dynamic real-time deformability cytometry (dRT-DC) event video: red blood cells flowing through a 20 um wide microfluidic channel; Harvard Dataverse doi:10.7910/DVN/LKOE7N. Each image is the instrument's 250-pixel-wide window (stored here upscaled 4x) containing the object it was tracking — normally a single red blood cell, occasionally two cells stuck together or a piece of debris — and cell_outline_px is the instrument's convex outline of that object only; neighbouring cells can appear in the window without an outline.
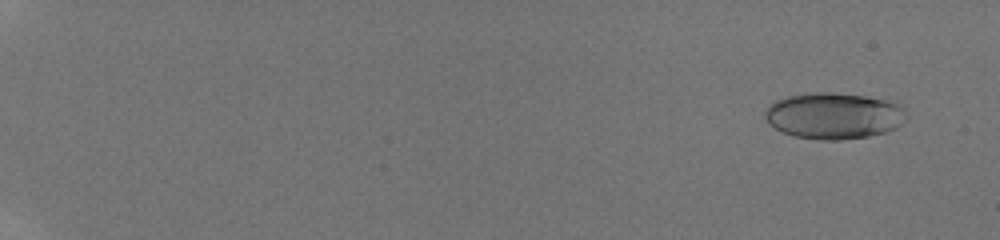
{"species": "human", "species_latin": "Homo sapiens", "temperature_condition": "room temperature", "stored_images_in_passage": 49, "camera_frame_rate_fps": 3000, "um_per_image_px": 0.085, "donor": {"sex": "male"}, "frame": {"image": 1, "passage_image": 7, "time_ms": 1.0, "image_size_px": [1000, 240], "cell_outline_px": [[908, 120], [896, 128], [884, 132], [868, 136], [840, 140], [820, 140], [792, 136], [768, 124], [764, 116], [764, 112], [768, 104], [776, 100], [788, 96], [808, 92], [832, 92], [896, 100], [908, 116]], "centroid_in_image_um": [70.89, 9.83], "position_along_channel_um": 14.1, "area_um2": 38.78}}
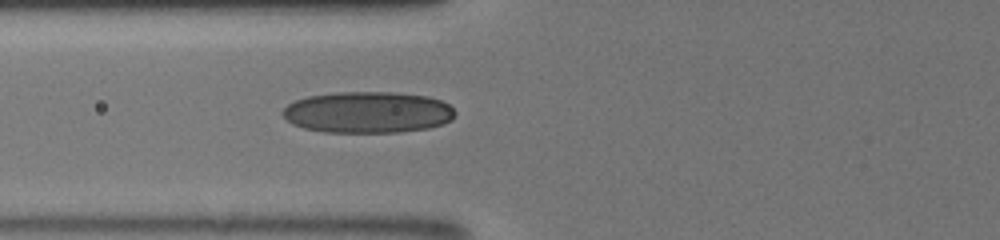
{"frame": {"image": 2, "passage_image": 38, "time_ms": 8.0, "image_size_px": [1000, 240], "cell_outline_px": [[456, 112], [452, 120], [444, 124], [428, 128], [400, 132], [324, 132], [304, 128], [292, 124], [280, 112], [288, 104], [296, 100], [308, 96], [336, 92], [392, 92], [428, 96], [440, 100], [448, 104]], "centroid_in_image_um": [31.27, 9.54], "position_along_channel_um": 94.5, "area_um2": 41.73}}
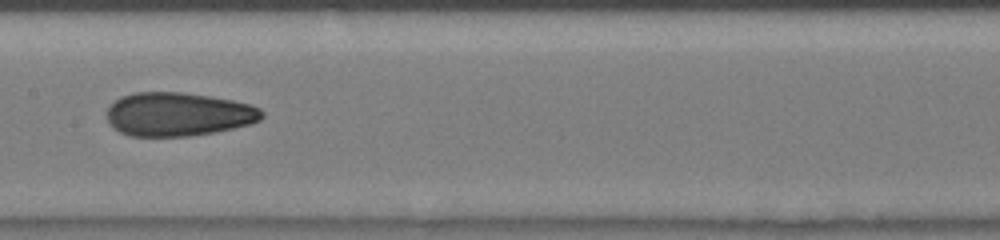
{"frame": {"image": 3, "passage_image": 48, "time_ms": 10.333, "image_size_px": [1000, 240], "cell_outline_px": [[264, 116], [260, 120], [248, 124], [216, 132], [188, 136], [128, 136], [112, 128], [108, 120], [108, 108], [120, 96], [136, 92], [180, 92], [212, 96], [232, 100], [248, 104], [260, 108], [264, 112]], "centroid_in_image_um": [15.14, 9.71], "position_along_channel_um": 192.3, "area_um2": 39.48}}